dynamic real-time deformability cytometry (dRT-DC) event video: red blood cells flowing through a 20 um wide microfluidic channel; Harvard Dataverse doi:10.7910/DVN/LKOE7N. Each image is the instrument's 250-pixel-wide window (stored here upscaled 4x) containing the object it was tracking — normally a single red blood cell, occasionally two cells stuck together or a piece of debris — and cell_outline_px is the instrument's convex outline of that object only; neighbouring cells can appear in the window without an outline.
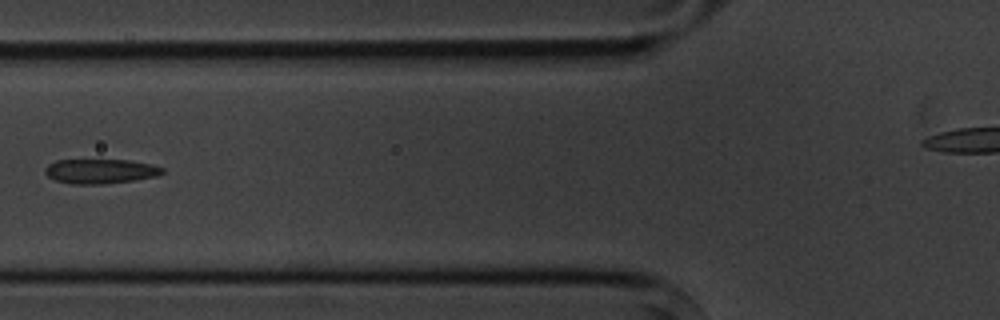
{"species": "common noctule bat (a hibernating species)", "species_latin": "Nyctalus noctula", "temperature_condition": "cold", "stored_images_in_passage": 7, "segment_of_instrument_passage": [1, 2], "camera_frame_rate_fps": 3000, "um_per_image_px": 0.085, "animal": {"sex": "male", "body_mass_g": 20.1, "forearm_length_mm": 53.5}, "frame": {"image": 1, "passage_image": 6, "time_ms": 6.0, "image_size_px": [1000, 320], "cell_outline_px": [[164, 172], [156, 176], [136, 180], [104, 184], [72, 184], [56, 180], [48, 176], [44, 172], [44, 168], [48, 164], [56, 160], [128, 160], [152, 164], [164, 168]], "centroid_in_image_um": [8.53, 14.55], "position_along_channel_um": 117.3, "area_um2": 16.88}}